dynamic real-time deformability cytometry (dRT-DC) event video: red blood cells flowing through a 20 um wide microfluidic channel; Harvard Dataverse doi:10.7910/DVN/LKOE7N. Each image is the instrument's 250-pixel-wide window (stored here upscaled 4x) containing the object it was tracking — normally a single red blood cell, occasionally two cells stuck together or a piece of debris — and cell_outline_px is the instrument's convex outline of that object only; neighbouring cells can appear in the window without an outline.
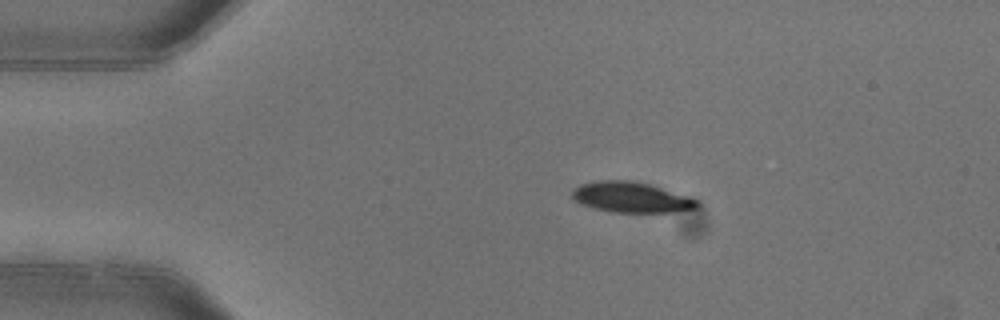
{"species": "common noctule bat (a hibernating species)", "species_latin": "Nyctalus noctula", "temperature_condition": "warm", "stored_images_in_passage": 3, "camera_frame_rate_fps": 3000, "um_per_image_px": 0.085, "animal": {"sex": "female"}, "frame": {"image": 1, "passage_image": 1, "time_ms": 0.0, "image_size_px": [1000, 320], "cell_outline_px": [[700, 204], [696, 208], [680, 212], [616, 212], [592, 208], [580, 204], [572, 200], [572, 188], [580, 184], [600, 180], [632, 180], [648, 184], [692, 196], [700, 200]], "centroid_in_image_um": [53.68, 16.77], "position_along_channel_um": 31.3, "area_um2": 22.66}}
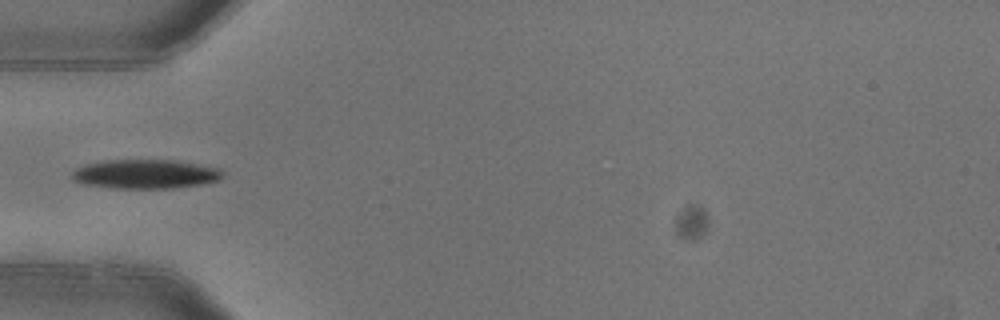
{"frame": {"image": 2, "passage_image": 3, "time_ms": 0.667, "image_size_px": [1000, 320], "cell_outline_px": [[224, 176], [220, 180], [200, 184], [176, 188], [116, 188], [84, 184], [72, 180], [72, 172], [76, 168], [84, 164], [100, 160], [180, 160], [220, 168], [224, 172]], "centroid_in_image_um": [12.38, 14.78], "position_along_channel_um": 72.6, "area_um2": 25.95}}